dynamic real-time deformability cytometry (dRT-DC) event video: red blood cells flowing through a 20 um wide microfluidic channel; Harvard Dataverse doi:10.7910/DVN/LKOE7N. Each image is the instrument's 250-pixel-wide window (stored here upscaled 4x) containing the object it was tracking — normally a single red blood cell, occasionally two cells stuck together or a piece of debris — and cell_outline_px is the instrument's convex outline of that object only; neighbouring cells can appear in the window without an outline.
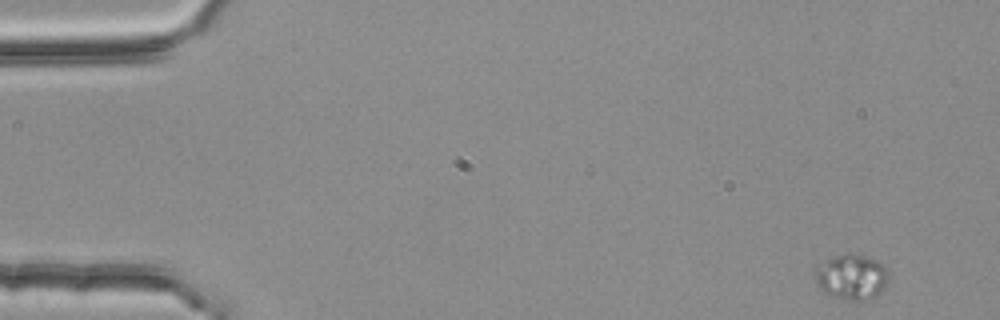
{"species": "common noctule bat (a hibernating species)", "species_latin": "Nyctalus noctula", "temperature_condition": "room temperature", "stored_images_in_passage": 4, "camera_frame_rate_fps": 3000, "um_per_image_px": 0.085, "animal": {"sex": "female", "body_mass_g": 25.1}, "frame": {"image": 1, "passage_image": 1, "time_ms": 0.0, "image_size_px": [1000, 320], "cell_outline_px": [[888, 280], [884, 288], [876, 296], [860, 300], [856, 300], [836, 296], [824, 292], [820, 288], [816, 280], [816, 272], [824, 260], [848, 252], [864, 256], [876, 260], [888, 272]], "centroid_in_image_um": [72.41, 23.52], "position_along_channel_um": 12.6, "area_um2": 18.79}}